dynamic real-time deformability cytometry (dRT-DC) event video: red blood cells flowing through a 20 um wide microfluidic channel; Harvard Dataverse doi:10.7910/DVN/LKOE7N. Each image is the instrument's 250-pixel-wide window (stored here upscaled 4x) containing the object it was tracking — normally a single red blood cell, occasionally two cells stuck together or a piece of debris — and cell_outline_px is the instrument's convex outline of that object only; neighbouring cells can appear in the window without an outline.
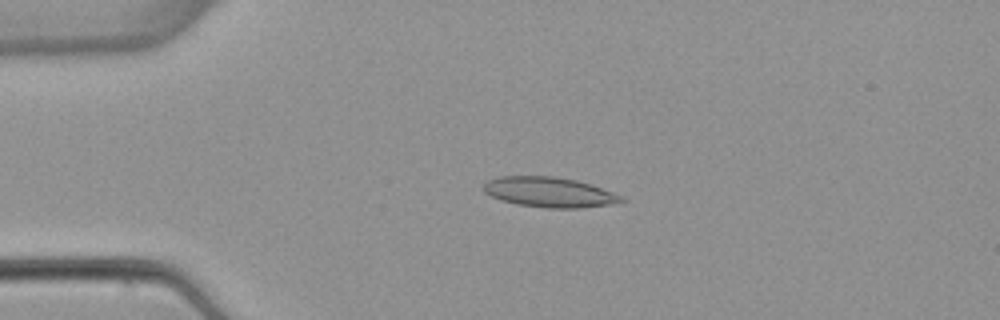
{"species": "common noctule bat (a hibernating species)", "species_latin": "Nyctalus noctula", "temperature_condition": "warm", "stored_images_in_passage": 5, "camera_frame_rate_fps": 3000, "um_per_image_px": 0.085, "animal": {"sex": "female", "body_mass_g": 22.7, "forearm_length_mm": 54.2}, "frame": {"image": 1, "passage_image": 3, "time_ms": 3.333, "image_size_px": [1000, 320], "cell_outline_px": [[628, 200], [612, 204], [580, 208], [544, 208], [516, 204], [500, 200], [484, 192], [484, 184], [488, 180], [500, 176], [552, 176], [576, 180], [624, 196]], "centroid_in_image_um": [46.7, 16.34], "position_along_channel_um": 38.3, "area_um2": 24.16}}
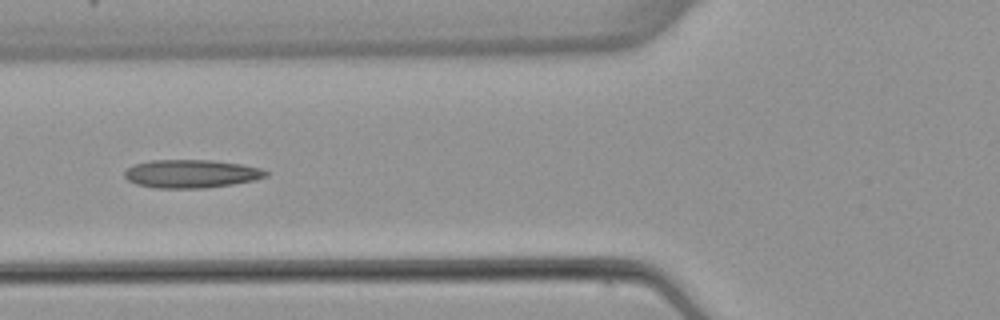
{"frame": {"image": 2, "passage_image": 5, "time_ms": 6.0, "image_size_px": [1000, 320], "cell_outline_px": [[268, 176], [256, 180], [208, 188], [156, 188], [136, 184], [128, 180], [124, 176], [124, 172], [132, 164], [152, 160], [212, 160], [240, 164], [260, 168], [268, 172]], "centroid_in_image_um": [16.25, 14.77], "position_along_channel_um": 109.6, "area_um2": 23.35}}